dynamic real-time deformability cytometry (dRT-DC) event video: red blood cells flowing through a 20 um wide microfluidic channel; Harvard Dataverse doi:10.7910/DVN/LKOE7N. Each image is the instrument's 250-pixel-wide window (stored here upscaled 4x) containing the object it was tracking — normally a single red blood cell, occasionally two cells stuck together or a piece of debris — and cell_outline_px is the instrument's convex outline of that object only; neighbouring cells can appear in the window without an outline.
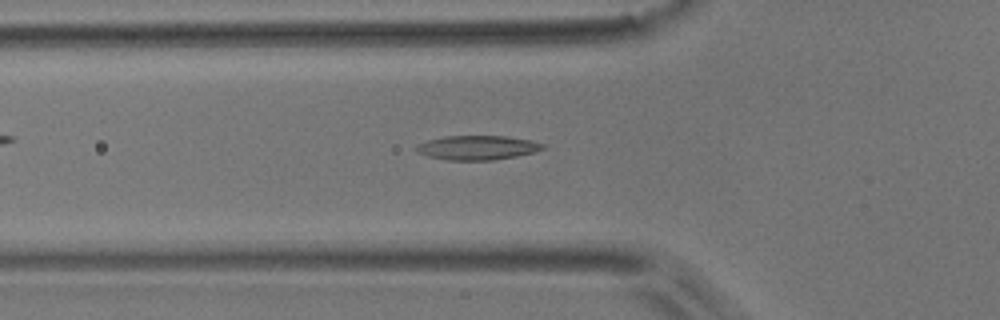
{"species": "common noctule bat (a hibernating species)", "species_latin": "Nyctalus noctula", "temperature_condition": "room temperature", "stored_images_in_passage": 54, "camera_frame_rate_fps": 3000, "um_per_image_px": 0.085, "animal": {"sex": "male", "body_mass_g": 17.9}, "frame": {"image": 1, "passage_image": 18, "time_ms": 5.667, "image_size_px": [1000, 320], "cell_outline_px": [[544, 148], [532, 152], [516, 156], [492, 160], [448, 160], [428, 156], [416, 152], [412, 148], [416, 144], [428, 140], [444, 136], [504, 136], [532, 140], [544, 144]], "centroid_in_image_um": [40.51, 12.54], "position_along_channel_um": 85.3, "area_um2": 17.92}}
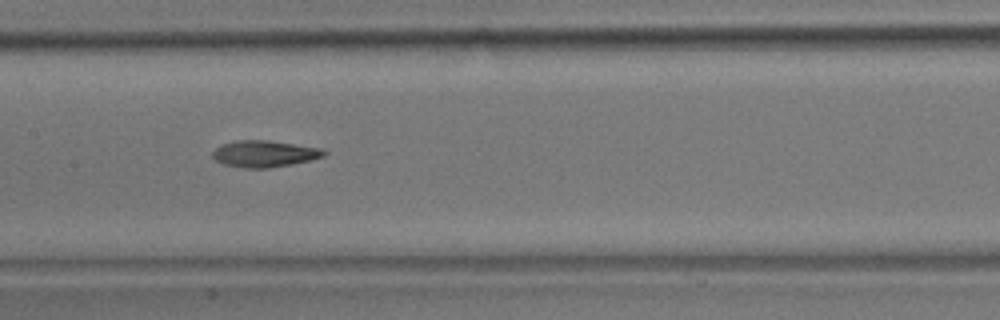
{"frame": {"image": 2, "passage_image": 26, "time_ms": 8.333, "image_size_px": [1000, 320], "cell_outline_px": [[328, 152], [324, 156], [312, 160], [292, 164], [268, 168], [244, 168], [224, 164], [216, 160], [212, 156], [212, 152], [216, 148], [224, 144], [236, 140], [268, 140], [320, 148]], "centroid_in_image_um": [22.49, 13.07], "position_along_channel_um": 184.9, "area_um2": 17.17}}
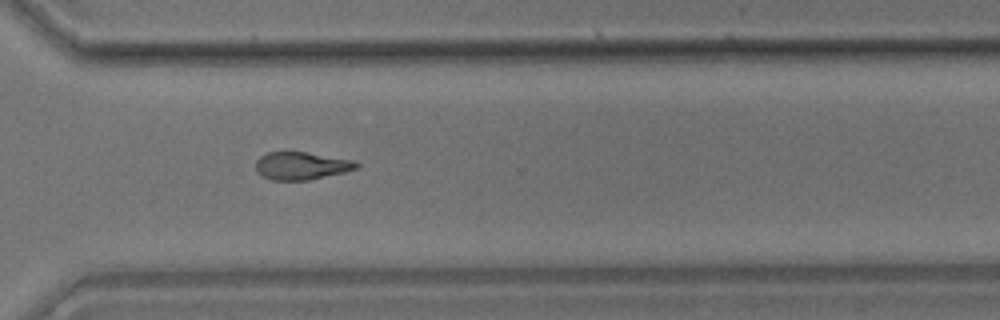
{"frame": {"image": 3, "passage_image": 39, "time_ms": 12.667, "image_size_px": [1000, 320], "cell_outline_px": [[360, 164], [356, 168], [344, 172], [308, 180], [272, 180], [264, 176], [256, 168], [256, 160], [260, 156], [268, 152], [304, 152], [356, 160]], "centroid_in_image_um": [25.64, 14.08], "position_along_channel_um": 345.0, "area_um2": 16.07}, "authors_computed_cell_mechanics": {"area_um2": 16.9932, "velocity_mm_per_s": 3.7076, "shape_relaxation_time_tau1_ms": 4.8541, "shape_relaxation_time_tau2_ms": null, "deformation_change_tau1": 0.1485, "deformation_change_tau2": null}}